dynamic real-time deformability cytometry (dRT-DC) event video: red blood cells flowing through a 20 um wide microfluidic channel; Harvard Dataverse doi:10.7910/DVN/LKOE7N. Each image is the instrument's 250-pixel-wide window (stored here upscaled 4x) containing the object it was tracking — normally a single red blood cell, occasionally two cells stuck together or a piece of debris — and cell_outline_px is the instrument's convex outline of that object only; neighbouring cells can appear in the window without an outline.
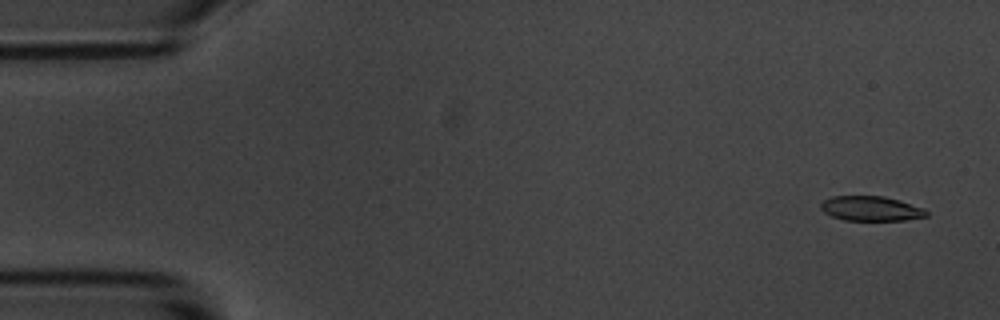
{"species": "common noctule bat (a hibernating species)", "species_latin": "Nyctalus noctula", "temperature_condition": "room temperature", "stored_images_in_passage": 7, "camera_frame_rate_fps": 3000, "um_per_image_px": 0.085, "animal": {"sex": "male", "body_mass_g": 20.1, "forearm_length_mm": 53.5}, "frame": {"image": 1, "passage_image": 1, "time_ms": 0.0, "image_size_px": [1000, 320], "cell_outline_px": [[928, 216], [904, 220], [844, 220], [832, 216], [824, 212], [820, 208], [820, 204], [824, 200], [832, 196], [884, 196], [900, 200], [924, 208], [928, 212]], "centroid_in_image_um": [74.04, 17.72], "position_along_channel_um": 11.0, "area_um2": 15.26}}
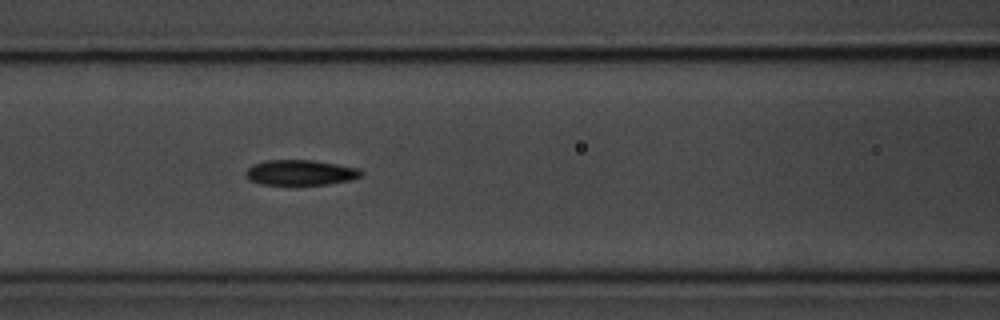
{"frame": {"image": 2, "passage_image": 7, "time_ms": 7.0, "image_size_px": [1000, 320], "cell_outline_px": [[364, 172], [360, 176], [352, 180], [328, 184], [260, 184], [248, 180], [244, 172], [252, 164], [268, 160], [312, 160], [360, 168]], "centroid_in_image_um": [25.53, 14.66], "position_along_channel_um": 141.1, "area_um2": 17.05}}